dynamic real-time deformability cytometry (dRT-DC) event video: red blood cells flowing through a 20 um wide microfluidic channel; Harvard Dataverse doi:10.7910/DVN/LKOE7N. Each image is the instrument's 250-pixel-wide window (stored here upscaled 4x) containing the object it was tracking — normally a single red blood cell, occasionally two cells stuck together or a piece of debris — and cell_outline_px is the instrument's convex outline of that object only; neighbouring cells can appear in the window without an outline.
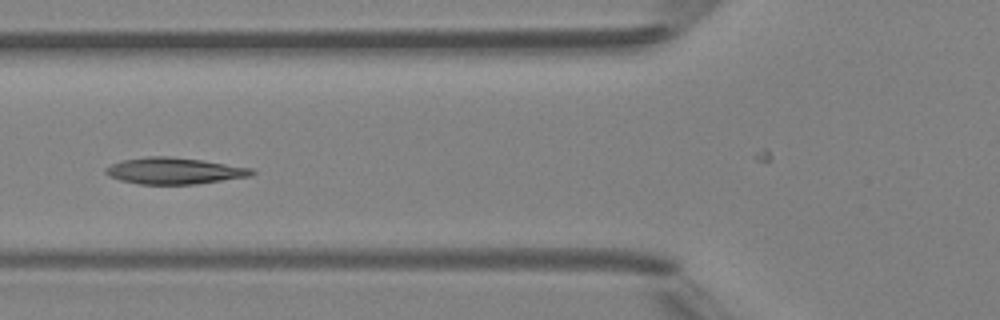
{"species": "Egyptian fruit bat (a non-hibernating species)", "species_latin": "Rousettus aegyptiacus", "temperature_condition": "room temperature", "stored_images_in_passage": 7, "camera_frame_rate_fps": 3000, "um_per_image_px": 0.085, "animal": {"sex": "female"}, "frame": {"image": 1, "passage_image": 6, "time_ms": 6.667, "image_size_px": [1000, 320], "cell_outline_px": [[256, 172], [252, 176], [196, 184], [140, 184], [120, 180], [108, 176], [104, 172], [104, 168], [112, 164], [124, 160], [148, 156], [168, 156], [204, 160], [252, 168]], "centroid_in_image_um": [14.83, 14.52], "position_along_channel_um": 111.0, "area_um2": 22.6}}